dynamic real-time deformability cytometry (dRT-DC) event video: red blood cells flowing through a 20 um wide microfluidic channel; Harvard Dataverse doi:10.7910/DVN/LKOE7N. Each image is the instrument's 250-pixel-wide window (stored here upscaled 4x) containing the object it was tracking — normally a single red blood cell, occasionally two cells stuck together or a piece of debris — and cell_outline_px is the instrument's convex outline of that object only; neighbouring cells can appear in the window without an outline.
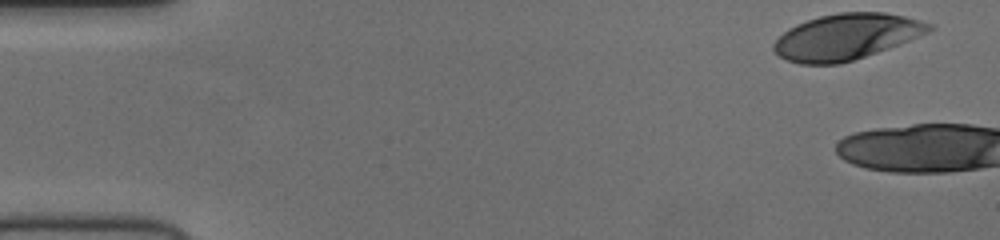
{"species": "human", "species_latin": "Homo sapiens", "temperature_condition": "cold", "stored_images_in_passage": 5, "camera_frame_rate_fps": 3000, "um_per_image_px": 0.085, "donor": {"sex": "female"}, "frame": {"image": 1, "passage_image": 1, "time_ms": 0.0, "image_size_px": [1000, 240], "cell_outline_px": [[936, 28], [928, 32], [900, 44], [840, 64], [800, 64], [788, 60], [780, 56], [772, 48], [772, 44], [788, 28], [796, 24], [820, 16], [840, 12], [884, 12], [904, 16], [936, 24]], "centroid_in_image_um": [71.96, 3.11], "position_along_channel_um": 13.0, "area_um2": 41.44}}